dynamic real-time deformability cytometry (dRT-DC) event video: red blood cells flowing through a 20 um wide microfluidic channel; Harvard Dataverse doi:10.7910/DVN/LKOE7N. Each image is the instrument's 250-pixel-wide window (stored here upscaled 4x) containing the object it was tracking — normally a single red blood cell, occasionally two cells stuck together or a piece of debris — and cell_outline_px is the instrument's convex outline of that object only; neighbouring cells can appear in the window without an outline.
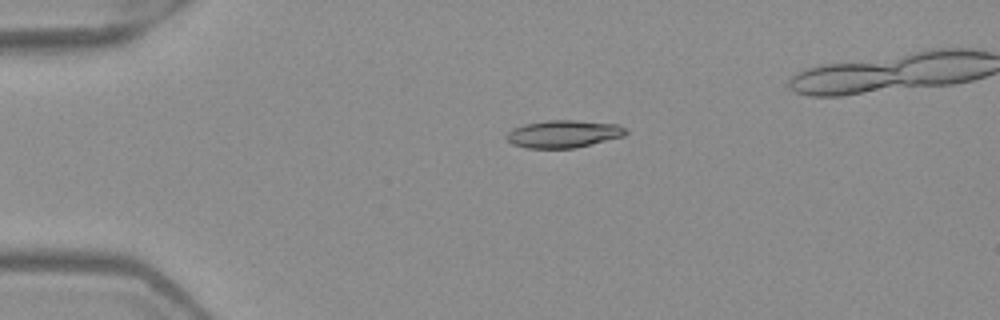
{"species": "Egyptian fruit bat (a non-hibernating species)", "species_latin": "Rousettus aegyptiacus", "temperature_condition": "warm", "stored_images_in_passage": 3, "camera_frame_rate_fps": 3000, "um_per_image_px": 0.085, "frame": {"image": 1, "passage_image": 1, "time_ms": 0.0, "image_size_px": [1000, 320], "cell_outline_px": [[628, 132], [624, 136], [576, 148], [528, 148], [512, 144], [504, 136], [512, 128], [524, 124], [544, 120], [576, 120], [620, 124], [628, 128]], "centroid_in_image_um": [47.92, 11.37], "position_along_channel_um": 37.1, "area_um2": 19.42}}